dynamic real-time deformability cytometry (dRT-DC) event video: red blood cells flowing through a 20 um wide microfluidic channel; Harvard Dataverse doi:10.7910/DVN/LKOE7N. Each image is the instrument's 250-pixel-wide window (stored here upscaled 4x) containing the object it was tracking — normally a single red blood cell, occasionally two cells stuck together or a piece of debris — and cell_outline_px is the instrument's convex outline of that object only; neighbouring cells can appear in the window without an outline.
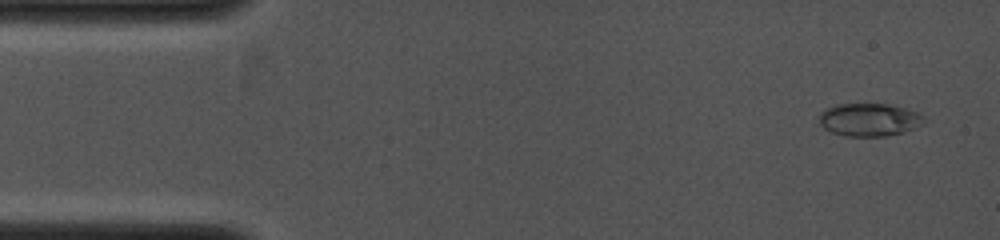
{"species": "common noctule bat (a hibernating species)", "species_latin": "Nyctalus noctula", "temperature_condition": "cold", "stored_images_in_passage": 22, "camera_frame_rate_fps": 4000, "um_per_image_px": 0.085, "animal": {"sex": "female", "body_mass_g": 19.0, "forearm_length_mm": 53.3}, "frame": {"image": 1, "passage_image": 2, "time_ms": 0.5, "image_size_px": [1000, 240], "cell_outline_px": [[924, 124], [904, 132], [884, 136], [848, 136], [832, 132], [824, 128], [820, 124], [820, 112], [836, 104], [888, 104], [904, 108], [916, 112], [924, 116]], "centroid_in_image_um": [73.9, 10.17], "position_along_channel_um": 11.1, "area_um2": 19.94}}
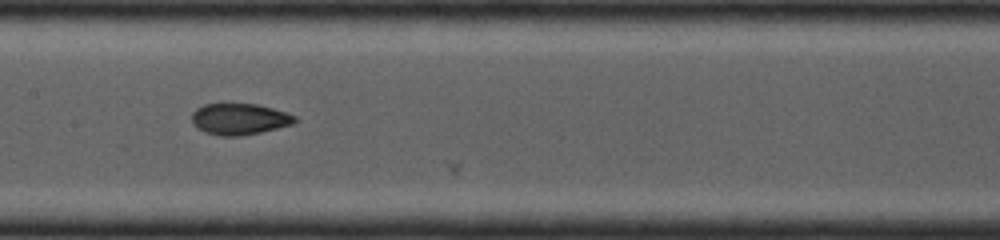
{"frame": {"image": 2, "passage_image": 13, "time_ms": 5.75, "image_size_px": [1000, 240], "cell_outline_px": [[300, 120], [292, 124], [260, 132], [240, 136], [220, 136], [204, 132], [196, 128], [192, 124], [192, 112], [196, 108], [204, 104], [256, 104], [272, 108], [296, 116]], "centroid_in_image_um": [20.32, 10.12], "position_along_channel_um": 187.1, "area_um2": 18.84}}
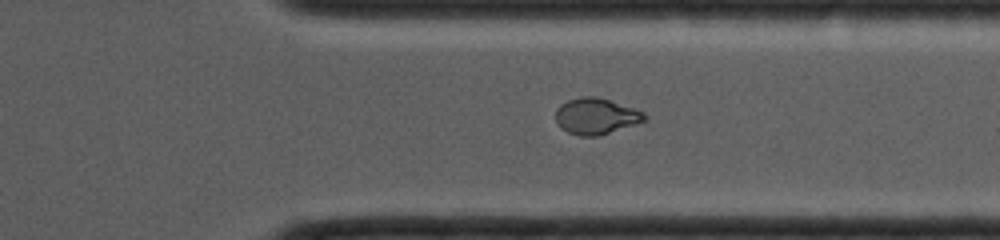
{"frame": {"image": 3, "passage_image": 21, "time_ms": 9.0, "image_size_px": [1000, 240], "cell_outline_px": [[648, 116], [644, 120], [636, 124], [600, 136], [580, 136], [568, 132], [560, 128], [556, 124], [556, 108], [560, 104], [568, 100], [580, 96], [596, 96], [636, 108], [644, 112]], "centroid_in_image_um": [50.65, 9.87], "position_along_channel_um": 360.7, "area_um2": 19.02}}